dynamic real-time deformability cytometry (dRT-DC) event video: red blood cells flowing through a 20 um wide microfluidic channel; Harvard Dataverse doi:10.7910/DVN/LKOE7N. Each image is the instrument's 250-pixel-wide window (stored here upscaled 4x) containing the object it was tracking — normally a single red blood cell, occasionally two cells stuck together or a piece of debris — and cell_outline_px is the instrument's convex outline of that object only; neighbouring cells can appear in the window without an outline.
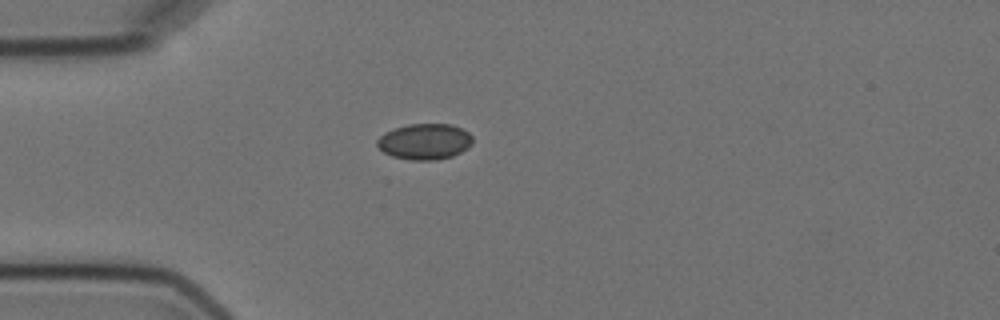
{"species": "Egyptian fruit bat (a non-hibernating species)", "species_latin": "Rousettus aegyptiacus", "temperature_condition": "cold", "stored_images_in_passage": 2, "camera_frame_rate_fps": 3000, "um_per_image_px": 0.085, "animal": {"sex": "female"}, "frame": {"image": 1, "passage_image": 1, "time_ms": 0.0, "image_size_px": [1000, 320], "cell_outline_px": [[472, 144], [468, 148], [452, 156], [436, 160], [412, 160], [392, 156], [384, 152], [376, 144], [376, 140], [384, 132], [408, 124], [452, 124], [468, 132], [472, 136]], "centroid_in_image_um": [36.1, 12.03], "position_along_channel_um": 48.9, "area_um2": 19.94}}